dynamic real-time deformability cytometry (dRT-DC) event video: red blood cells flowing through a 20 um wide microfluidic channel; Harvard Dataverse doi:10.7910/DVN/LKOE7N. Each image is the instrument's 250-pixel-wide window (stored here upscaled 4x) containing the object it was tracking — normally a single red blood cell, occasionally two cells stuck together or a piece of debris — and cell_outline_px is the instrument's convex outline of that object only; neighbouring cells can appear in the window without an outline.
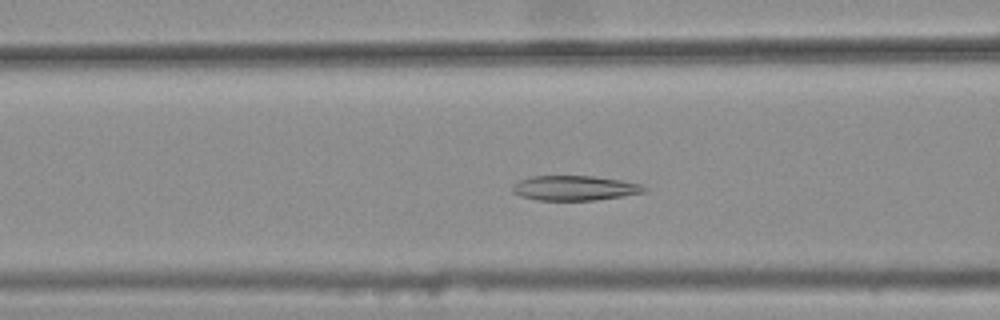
{"species": "common noctule bat (a hibernating species)", "species_latin": "Nyctalus noctula", "temperature_condition": "warm", "stored_images_in_passage": 41, "camera_frame_rate_fps": 3000, "um_per_image_px": 0.085, "animal": {"sex": "female", "body_mass_g": 25.1}, "frame": {"image": 1, "passage_image": 18, "time_ms": 5.667, "image_size_px": [1000, 320], "cell_outline_px": [[648, 188], [644, 192], [624, 196], [596, 200], [536, 200], [520, 196], [512, 192], [512, 184], [520, 180], [532, 176], [592, 176], [620, 180], [640, 184]], "centroid_in_image_um": [48.82, 15.99], "position_along_channel_um": 117.8, "area_um2": 19.07}}
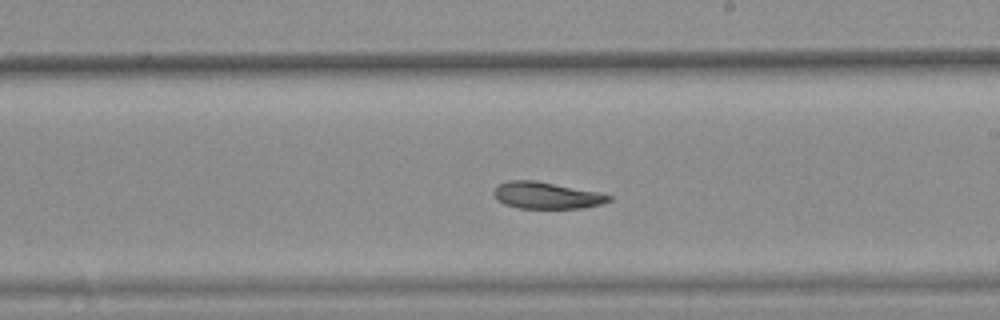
{"frame": {"image": 2, "passage_image": 28, "time_ms": 9.0, "image_size_px": [1000, 320], "cell_outline_px": [[612, 200], [600, 204], [584, 208], [520, 208], [504, 204], [496, 200], [492, 192], [500, 184], [508, 180], [536, 180], [596, 192], [612, 196]], "centroid_in_image_um": [46.42, 16.61], "position_along_channel_um": 242.6, "area_um2": 17.8}}
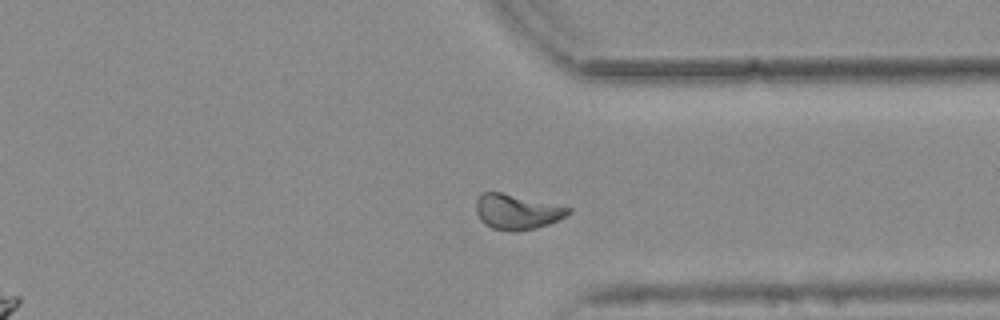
{"frame": {"image": 3, "passage_image": 38, "time_ms": 12.333, "image_size_px": [1000, 320], "cell_outline_px": [[572, 212], [548, 224], [536, 228], [516, 232], [512, 232], [492, 228], [484, 224], [480, 220], [476, 212], [476, 200], [484, 192], [500, 192], [572, 208]], "centroid_in_image_um": [43.91, 18.02], "position_along_channel_um": 367.5, "area_um2": 18.73}, "authors_computed_cell_mechanics": {"area_um2": 19.074, "velocity_mm_per_s": 3.7554, "shape_relaxation_time_tau1_ms": null, "shape_relaxation_time_tau2_ms": 5.0137, "deformation_change_tau1": null, "deformation_change_tau2": 0.0759}}